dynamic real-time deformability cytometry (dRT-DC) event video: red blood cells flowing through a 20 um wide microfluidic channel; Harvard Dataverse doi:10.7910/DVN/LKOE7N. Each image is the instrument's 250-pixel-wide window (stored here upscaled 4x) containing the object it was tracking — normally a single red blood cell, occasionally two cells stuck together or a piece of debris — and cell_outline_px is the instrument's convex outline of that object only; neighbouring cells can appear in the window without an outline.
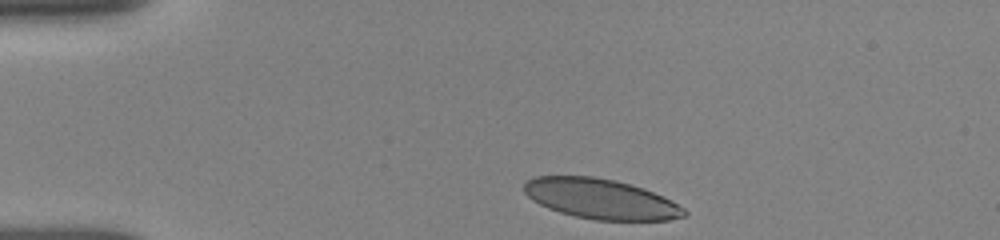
{"species": "human", "species_latin": "Homo sapiens", "temperature_condition": "room temperature", "stored_images_in_passage": 4, "camera_frame_rate_fps": 3000, "um_per_image_px": 0.085, "donor": {"sex": "female"}, "frame": {"image": 1, "passage_image": 1, "time_ms": 0.0, "image_size_px": [1000, 240], "cell_outline_px": [[688, 216], [668, 220], [596, 220], [576, 216], [560, 212], [548, 208], [532, 200], [524, 192], [524, 184], [528, 180], [536, 176], [592, 176], [612, 180], [644, 188], [684, 208], [688, 212]], "centroid_in_image_um": [51.05, 16.91], "position_along_channel_um": 34.0, "area_um2": 36.99}}
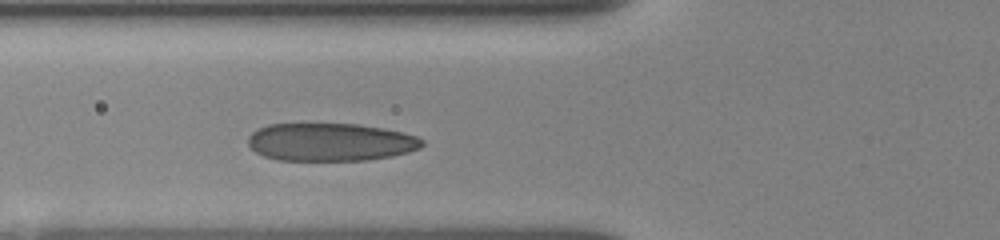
{"frame": {"image": 2, "passage_image": 4, "time_ms": 3.0, "image_size_px": [1000, 240], "cell_outline_px": [[424, 144], [420, 148], [408, 152], [392, 156], [364, 160], [276, 160], [264, 156], [256, 152], [248, 144], [248, 136], [256, 128], [268, 124], [356, 124], [384, 128], [416, 136], [424, 140]], "centroid_in_image_um": [28.06, 12.07], "position_along_channel_um": 97.7, "area_um2": 38.49}}